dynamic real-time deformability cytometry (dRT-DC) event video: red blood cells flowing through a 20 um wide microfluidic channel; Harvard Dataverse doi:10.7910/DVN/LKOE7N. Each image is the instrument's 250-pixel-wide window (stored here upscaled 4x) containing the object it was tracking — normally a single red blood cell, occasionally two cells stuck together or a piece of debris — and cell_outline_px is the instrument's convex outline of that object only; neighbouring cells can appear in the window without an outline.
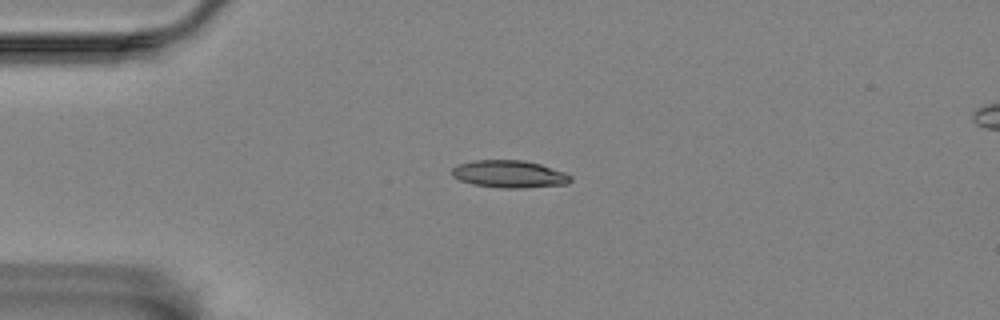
{"species": "Egyptian fruit bat (a non-hibernating species)", "species_latin": "Rousettus aegyptiacus", "temperature_condition": "room temperature", "stored_images_in_passage": 36, "camera_frame_rate_fps": 3000, "um_per_image_px": 0.085, "animal": {"sex": "female"}, "frame": {"image": 1, "passage_image": 1, "time_ms": 0.0, "image_size_px": [1000, 320], "cell_outline_px": [[572, 180], [568, 184], [524, 188], [500, 188], [472, 184], [460, 180], [452, 176], [452, 168], [456, 164], [476, 160], [524, 160], [540, 164], [564, 172], [572, 176]], "centroid_in_image_um": [43.29, 14.8], "position_along_channel_um": 41.7, "area_um2": 19.07}}
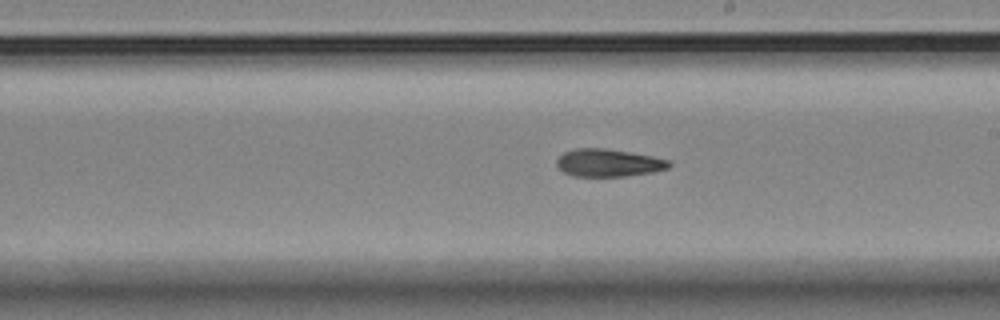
{"frame": {"image": 2, "passage_image": 20, "time_ms": 6.333, "image_size_px": [1000, 320], "cell_outline_px": [[672, 164], [668, 168], [652, 172], [624, 176], [572, 176], [564, 172], [556, 164], [556, 160], [564, 152], [576, 148], [604, 148], [652, 156], [668, 160]], "centroid_in_image_um": [51.7, 13.84], "position_along_channel_um": 237.3, "area_um2": 17.92}}
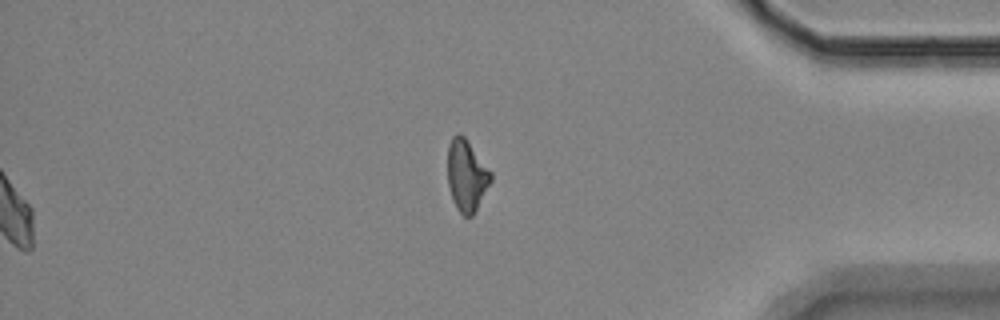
{"frame": {"image": 3, "passage_image": 36, "time_ms": 11.667, "image_size_px": [1000, 320], "cell_outline_px": [[492, 180], [472, 216], [464, 216], [456, 208], [452, 200], [448, 184], [448, 144], [452, 136], [456, 132], [460, 132], [464, 136], [492, 172]], "centroid_in_image_um": [39.65, 14.89], "position_along_channel_um": 395.6, "area_um2": 18.03}, "authors_computed_cell_mechanics": {"area_um2": 18.6405, "velocity_mm_per_s": 3.4601, "shape_relaxation_time_tau1_ms": 6.0194, "shape_relaxation_time_tau2_ms": 6.5403, "deformation_change_tau1": 0.1592, "deformation_change_tau2": 0.1505}}